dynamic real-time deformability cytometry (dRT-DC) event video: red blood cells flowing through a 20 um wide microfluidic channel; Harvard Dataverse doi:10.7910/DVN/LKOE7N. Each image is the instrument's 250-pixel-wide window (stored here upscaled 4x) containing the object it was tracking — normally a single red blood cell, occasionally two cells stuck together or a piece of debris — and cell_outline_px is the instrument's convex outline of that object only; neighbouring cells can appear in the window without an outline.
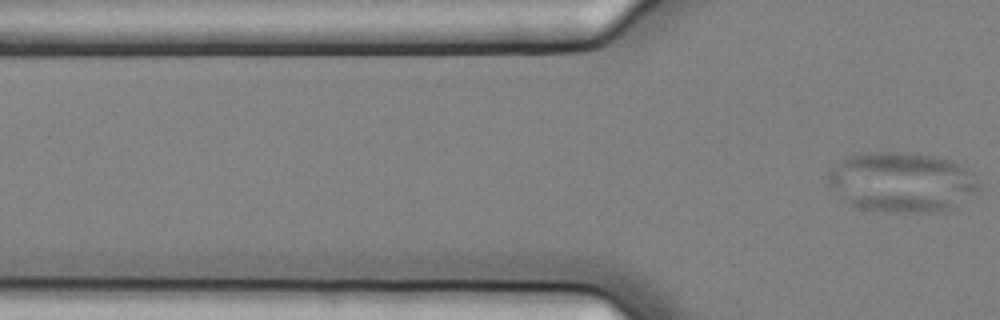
{"species": "common noctule bat (a hibernating species)", "species_latin": "Nyctalus noctula", "temperature_condition": "cold", "stored_images_in_passage": 3, "segment_of_instrument_passage": [2, 2], "camera_frame_rate_fps": 3000, "um_per_image_px": 0.085, "animal": {"sex": "female", "body_mass_g": 25.1}, "frame": {"image": 1, "passage_image": 3, "time_ms": 0.667, "image_size_px": [1000, 320], "cell_outline_px": [[980, 188], [948, 208], [936, 212], [892, 212], [864, 208], [852, 204], [844, 200], [828, 184], [828, 172], [840, 160], [848, 156], [860, 152], [912, 152], [952, 160], [960, 164], [964, 168]], "centroid_in_image_um": [76.56, 15.45], "position_along_channel_um": 49.2, "area_um2": 51.79}}